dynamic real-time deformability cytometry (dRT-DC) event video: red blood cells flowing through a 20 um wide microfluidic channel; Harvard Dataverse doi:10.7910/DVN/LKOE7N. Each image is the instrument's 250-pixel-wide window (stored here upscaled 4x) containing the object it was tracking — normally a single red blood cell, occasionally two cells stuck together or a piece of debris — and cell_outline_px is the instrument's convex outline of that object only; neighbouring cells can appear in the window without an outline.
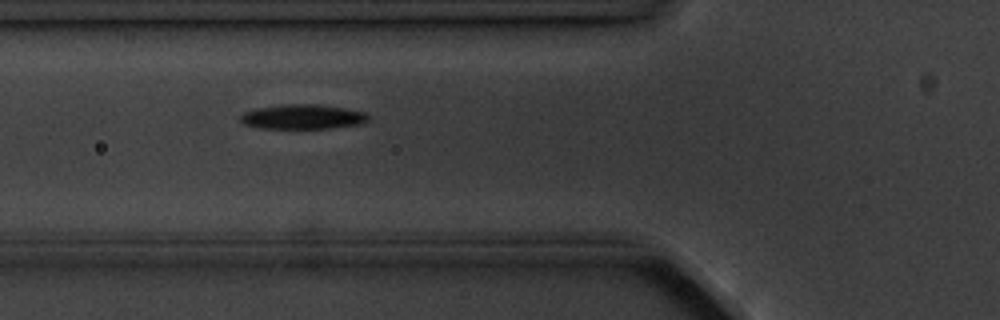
{"species": "common noctule bat (a hibernating species)", "species_latin": "Nyctalus noctula", "temperature_condition": "cold", "stored_images_in_passage": 4, "camera_frame_rate_fps": 3000, "um_per_image_px": 0.085, "animal": {"sex": "male", "body_mass_g": 20.1, "forearm_length_mm": 53.5}, "frame": {"image": 1, "passage_image": 4, "time_ms": 3.333, "image_size_px": [1000, 320], "cell_outline_px": [[368, 120], [360, 124], [328, 128], [264, 128], [244, 124], [240, 120], [240, 116], [244, 112], [256, 108], [284, 104], [316, 104], [344, 108], [368, 112]], "centroid_in_image_um": [25.74, 9.92], "position_along_channel_um": 100.1, "area_um2": 18.26}}